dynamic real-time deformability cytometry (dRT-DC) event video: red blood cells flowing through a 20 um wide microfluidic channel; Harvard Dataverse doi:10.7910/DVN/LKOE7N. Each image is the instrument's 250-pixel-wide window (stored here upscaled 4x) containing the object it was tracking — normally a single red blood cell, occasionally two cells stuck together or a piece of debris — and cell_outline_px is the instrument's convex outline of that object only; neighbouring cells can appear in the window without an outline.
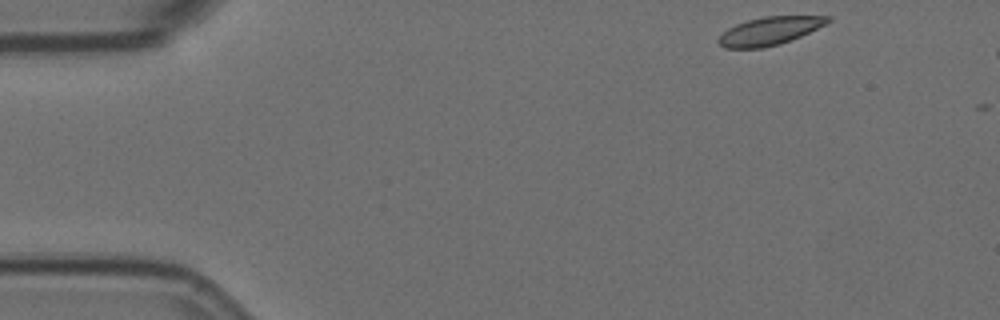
{"species": "Egyptian fruit bat (a non-hibernating species)", "species_latin": "Rousettus aegyptiacus", "temperature_condition": "room temperature", "stored_images_in_passage": 6, "camera_frame_rate_fps": 3000, "um_per_image_px": 0.085, "animal": {"sex": "female"}, "frame": {"image": 1, "passage_image": 1, "time_ms": 0.0, "image_size_px": [1000, 320], "cell_outline_px": [[832, 20], [800, 36], [780, 44], [764, 48], [724, 48], [716, 40], [728, 28], [736, 24], [748, 20], [764, 16], [832, 16]], "centroid_in_image_um": [65.39, 2.63], "position_along_channel_um": 19.6, "area_um2": 17.69}}
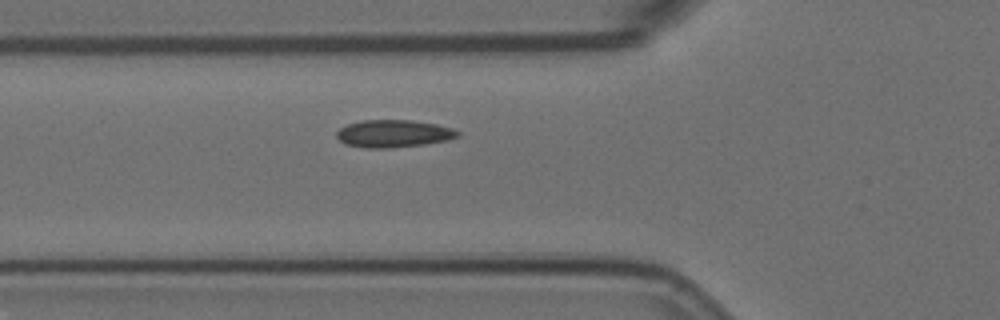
{"frame": {"image": 2, "passage_image": 5, "time_ms": 1.333, "image_size_px": [1000, 320], "cell_outline_px": [[460, 136], [448, 140], [424, 144], [388, 148], [364, 148], [344, 144], [336, 136], [336, 132], [340, 128], [348, 124], [360, 120], [412, 120], [436, 124], [452, 128], [460, 132]], "centroid_in_image_um": [33.44, 11.35], "position_along_channel_um": 92.4, "area_um2": 19.48}}